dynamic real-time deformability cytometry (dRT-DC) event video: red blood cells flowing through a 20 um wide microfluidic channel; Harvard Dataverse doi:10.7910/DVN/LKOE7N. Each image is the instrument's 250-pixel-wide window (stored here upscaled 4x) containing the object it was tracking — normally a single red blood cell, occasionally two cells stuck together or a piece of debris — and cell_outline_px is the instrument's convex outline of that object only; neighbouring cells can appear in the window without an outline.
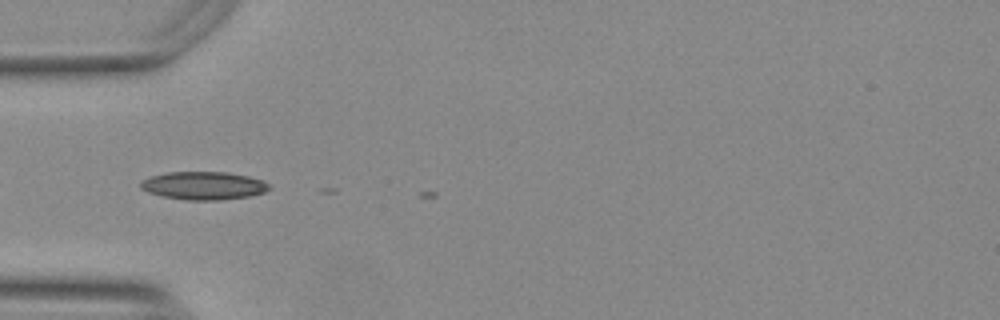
{"species": "Egyptian fruit bat (a non-hibernating species)", "species_latin": "Rousettus aegyptiacus", "temperature_condition": "warm", "stored_images_in_passage": 3, "camera_frame_rate_fps": 3000, "um_per_image_px": 0.085, "animal": {"sex": "female"}, "frame": {"image": 1, "passage_image": 2, "time_ms": 0.333, "image_size_px": [1000, 320], "cell_outline_px": [[272, 188], [264, 192], [252, 196], [220, 200], [184, 200], [164, 196], [148, 192], [140, 188], [140, 184], [144, 180], [152, 176], [168, 172], [228, 172], [248, 176], [264, 180]], "centroid_in_image_um": [17.36, 15.78], "position_along_channel_um": 67.6, "area_um2": 21.04}}